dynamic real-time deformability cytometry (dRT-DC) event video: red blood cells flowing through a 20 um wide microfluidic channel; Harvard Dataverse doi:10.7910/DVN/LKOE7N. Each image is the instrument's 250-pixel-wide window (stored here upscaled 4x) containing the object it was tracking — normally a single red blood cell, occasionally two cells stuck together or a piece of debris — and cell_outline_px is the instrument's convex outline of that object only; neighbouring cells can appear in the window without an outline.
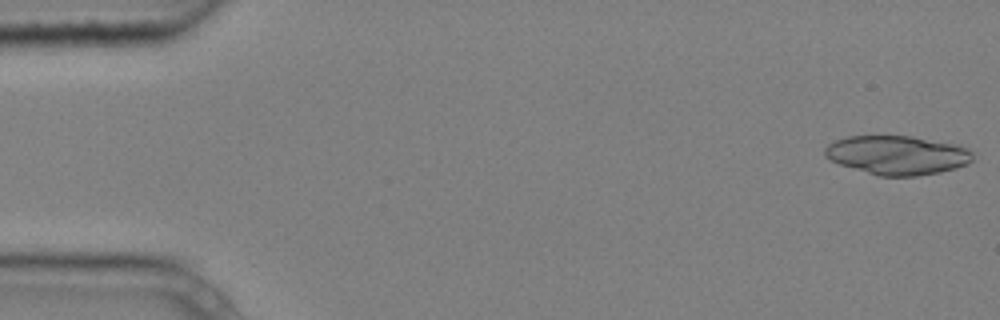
{"species": "common noctule bat (a hibernating species)", "species_latin": "Nyctalus noctula", "temperature_condition": "cold", "stored_images_in_passage": 6, "camera_frame_rate_fps": 3000, "um_per_image_px": 0.085, "animal": {"sex": "male", "body_mass_g": 20.4}, "frame": {"image": 1, "passage_image": 1, "time_ms": 0.0, "image_size_px": [1000, 320], "cell_outline_px": [[972, 160], [968, 164], [956, 168], [940, 172], [916, 176], [880, 176], [840, 164], [824, 156], [824, 148], [828, 144], [844, 136], [912, 136], [952, 144], [968, 148], [972, 152]], "centroid_in_image_um": [76.26, 13.18], "position_along_channel_um": 8.7, "area_um2": 33.41}}